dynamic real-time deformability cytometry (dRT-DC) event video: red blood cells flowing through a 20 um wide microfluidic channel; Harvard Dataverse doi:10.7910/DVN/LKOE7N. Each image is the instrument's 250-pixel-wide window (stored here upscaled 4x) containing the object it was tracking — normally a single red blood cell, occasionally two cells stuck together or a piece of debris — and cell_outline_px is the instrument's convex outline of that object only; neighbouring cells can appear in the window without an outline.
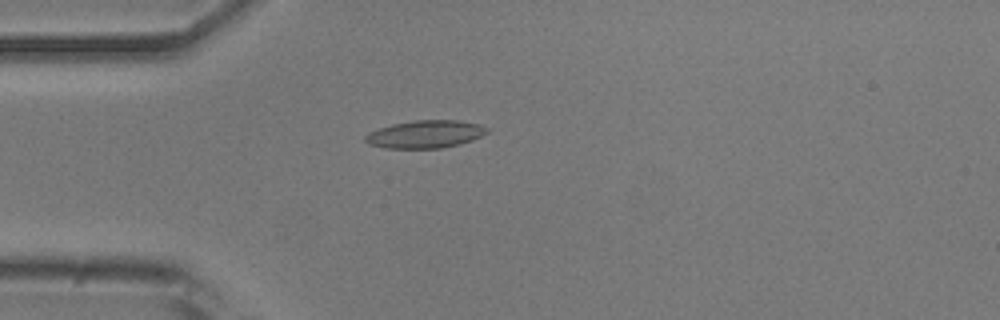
{"species": "common noctule bat (a hibernating species)", "species_latin": "Nyctalus noctula", "temperature_condition": "room temperature", "stored_images_in_passage": 47, "camera_frame_rate_fps": 3000, "um_per_image_px": 0.085, "animal": {"sex": "male", "body_mass_g": 20.5, "forearm_length_mm": 52.5}, "frame": {"image": 1, "passage_image": 9, "time_ms": 2.667, "image_size_px": [1000, 320], "cell_outline_px": [[488, 132], [472, 140], [460, 144], [440, 148], [384, 148], [368, 144], [364, 140], [364, 136], [368, 132], [392, 124], [416, 120], [460, 120], [480, 124], [488, 128]], "centroid_in_image_um": [36.14, 11.4], "position_along_channel_um": 48.9, "area_um2": 19.71}}
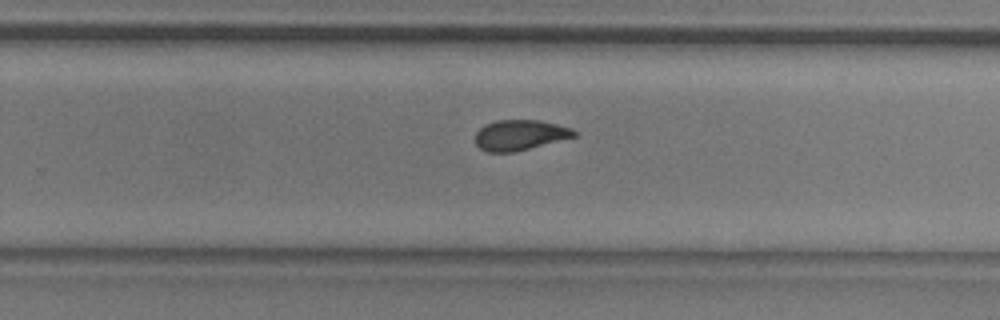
{"frame": {"image": 2, "passage_image": 28, "time_ms": 9.0, "image_size_px": [1000, 320], "cell_outline_px": [[580, 132], [576, 136], [512, 152], [488, 152], [480, 148], [476, 144], [476, 132], [484, 124], [496, 120], [540, 120], [572, 128]], "centroid_in_image_um": [44.2, 11.46], "position_along_channel_um": 285.6, "area_um2": 17.4}}
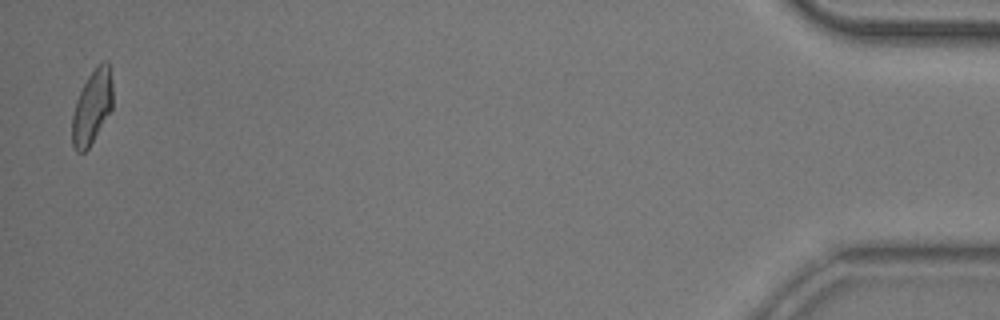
{"frame": {"image": 3, "passage_image": 46, "time_ms": 15.0, "image_size_px": [1000, 320], "cell_outline_px": [[112, 108], [88, 148], [84, 152], [76, 152], [72, 144], [72, 116], [76, 100], [88, 76], [96, 64], [104, 60], [108, 60], [112, 84]], "centroid_in_image_um": [7.82, 9.06], "position_along_channel_um": 427.4, "area_um2": 17.4}, "authors_computed_cell_mechanics": {"area_um2": 18.207, "velocity_mm_per_s": 3.8933, "shape_relaxation_time_tau1_ms": null, "shape_relaxation_time_tau2_ms": 2.1872, "deformation_change_tau1": null, "deformation_change_tau2": 0.0892}}